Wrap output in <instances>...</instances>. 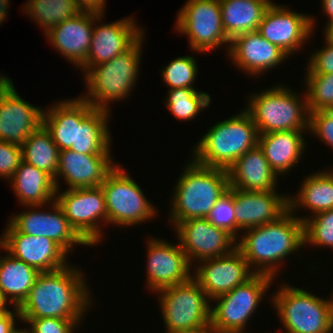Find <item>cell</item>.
I'll list each match as a JSON object with an SVG mask.
<instances>
[{
    "label": "cell",
    "mask_w": 333,
    "mask_h": 333,
    "mask_svg": "<svg viewBox=\"0 0 333 333\" xmlns=\"http://www.w3.org/2000/svg\"><path fill=\"white\" fill-rule=\"evenodd\" d=\"M299 218L304 225V245L308 243L333 249V209Z\"/></svg>",
    "instance_id": "37"
},
{
    "label": "cell",
    "mask_w": 333,
    "mask_h": 333,
    "mask_svg": "<svg viewBox=\"0 0 333 333\" xmlns=\"http://www.w3.org/2000/svg\"><path fill=\"white\" fill-rule=\"evenodd\" d=\"M222 24L227 38L257 31L271 0H219Z\"/></svg>",
    "instance_id": "29"
},
{
    "label": "cell",
    "mask_w": 333,
    "mask_h": 333,
    "mask_svg": "<svg viewBox=\"0 0 333 333\" xmlns=\"http://www.w3.org/2000/svg\"><path fill=\"white\" fill-rule=\"evenodd\" d=\"M40 272L9 253L0 257V290L13 307L19 308Z\"/></svg>",
    "instance_id": "30"
},
{
    "label": "cell",
    "mask_w": 333,
    "mask_h": 333,
    "mask_svg": "<svg viewBox=\"0 0 333 333\" xmlns=\"http://www.w3.org/2000/svg\"><path fill=\"white\" fill-rule=\"evenodd\" d=\"M184 168L170 205L174 227L181 221L207 218L229 188L227 170L202 166L193 159Z\"/></svg>",
    "instance_id": "3"
},
{
    "label": "cell",
    "mask_w": 333,
    "mask_h": 333,
    "mask_svg": "<svg viewBox=\"0 0 333 333\" xmlns=\"http://www.w3.org/2000/svg\"><path fill=\"white\" fill-rule=\"evenodd\" d=\"M156 292L160 295V308L167 333L210 332L212 305L193 277L185 283Z\"/></svg>",
    "instance_id": "8"
},
{
    "label": "cell",
    "mask_w": 333,
    "mask_h": 333,
    "mask_svg": "<svg viewBox=\"0 0 333 333\" xmlns=\"http://www.w3.org/2000/svg\"><path fill=\"white\" fill-rule=\"evenodd\" d=\"M165 105L175 118L189 121L211 103V97L206 92L195 88L169 89Z\"/></svg>",
    "instance_id": "35"
},
{
    "label": "cell",
    "mask_w": 333,
    "mask_h": 333,
    "mask_svg": "<svg viewBox=\"0 0 333 333\" xmlns=\"http://www.w3.org/2000/svg\"><path fill=\"white\" fill-rule=\"evenodd\" d=\"M106 203L107 224L134 226L155 217L154 205L122 166H117L100 185Z\"/></svg>",
    "instance_id": "10"
},
{
    "label": "cell",
    "mask_w": 333,
    "mask_h": 333,
    "mask_svg": "<svg viewBox=\"0 0 333 333\" xmlns=\"http://www.w3.org/2000/svg\"><path fill=\"white\" fill-rule=\"evenodd\" d=\"M289 209L299 206L312 211V216L333 209V170L313 173L303 180L297 196H289Z\"/></svg>",
    "instance_id": "31"
},
{
    "label": "cell",
    "mask_w": 333,
    "mask_h": 333,
    "mask_svg": "<svg viewBox=\"0 0 333 333\" xmlns=\"http://www.w3.org/2000/svg\"><path fill=\"white\" fill-rule=\"evenodd\" d=\"M197 72V61L192 55H187L172 60L163 68L161 75L169 89L194 88Z\"/></svg>",
    "instance_id": "38"
},
{
    "label": "cell",
    "mask_w": 333,
    "mask_h": 333,
    "mask_svg": "<svg viewBox=\"0 0 333 333\" xmlns=\"http://www.w3.org/2000/svg\"><path fill=\"white\" fill-rule=\"evenodd\" d=\"M13 311H5L0 313V333H15L18 328H15V317L21 320L19 309L14 307Z\"/></svg>",
    "instance_id": "44"
},
{
    "label": "cell",
    "mask_w": 333,
    "mask_h": 333,
    "mask_svg": "<svg viewBox=\"0 0 333 333\" xmlns=\"http://www.w3.org/2000/svg\"><path fill=\"white\" fill-rule=\"evenodd\" d=\"M258 137L257 126L244 109L209 128L193 148V160L202 166L227 170L258 145Z\"/></svg>",
    "instance_id": "4"
},
{
    "label": "cell",
    "mask_w": 333,
    "mask_h": 333,
    "mask_svg": "<svg viewBox=\"0 0 333 333\" xmlns=\"http://www.w3.org/2000/svg\"><path fill=\"white\" fill-rule=\"evenodd\" d=\"M303 132L290 130L259 134L258 145L277 176L288 173L303 155L306 148Z\"/></svg>",
    "instance_id": "27"
},
{
    "label": "cell",
    "mask_w": 333,
    "mask_h": 333,
    "mask_svg": "<svg viewBox=\"0 0 333 333\" xmlns=\"http://www.w3.org/2000/svg\"><path fill=\"white\" fill-rule=\"evenodd\" d=\"M111 154H82L71 149L59 152V164L54 178L59 191V177L68 189L99 187L116 167ZM58 178V179H57Z\"/></svg>",
    "instance_id": "21"
},
{
    "label": "cell",
    "mask_w": 333,
    "mask_h": 333,
    "mask_svg": "<svg viewBox=\"0 0 333 333\" xmlns=\"http://www.w3.org/2000/svg\"><path fill=\"white\" fill-rule=\"evenodd\" d=\"M207 219L215 226L232 234L238 240L237 237H239L240 230L236 226L235 220L233 187H229L228 191L216 202Z\"/></svg>",
    "instance_id": "39"
},
{
    "label": "cell",
    "mask_w": 333,
    "mask_h": 333,
    "mask_svg": "<svg viewBox=\"0 0 333 333\" xmlns=\"http://www.w3.org/2000/svg\"><path fill=\"white\" fill-rule=\"evenodd\" d=\"M144 36L124 53L89 68L84 74L88 92L80 98L94 108L107 111L112 101L127 98L137 82Z\"/></svg>",
    "instance_id": "5"
},
{
    "label": "cell",
    "mask_w": 333,
    "mask_h": 333,
    "mask_svg": "<svg viewBox=\"0 0 333 333\" xmlns=\"http://www.w3.org/2000/svg\"><path fill=\"white\" fill-rule=\"evenodd\" d=\"M324 31L325 41L333 43V21L326 24Z\"/></svg>",
    "instance_id": "46"
},
{
    "label": "cell",
    "mask_w": 333,
    "mask_h": 333,
    "mask_svg": "<svg viewBox=\"0 0 333 333\" xmlns=\"http://www.w3.org/2000/svg\"><path fill=\"white\" fill-rule=\"evenodd\" d=\"M104 15L94 13V27L87 60L80 67L85 73L95 65L107 62L127 51L143 34L133 16L114 21L110 24H99Z\"/></svg>",
    "instance_id": "20"
},
{
    "label": "cell",
    "mask_w": 333,
    "mask_h": 333,
    "mask_svg": "<svg viewBox=\"0 0 333 333\" xmlns=\"http://www.w3.org/2000/svg\"><path fill=\"white\" fill-rule=\"evenodd\" d=\"M51 205V212L41 211L43 205L28 206L30 211L14 214L8 222L19 233L52 239L67 253L74 250V245L89 246L70 226L59 204L54 200Z\"/></svg>",
    "instance_id": "18"
},
{
    "label": "cell",
    "mask_w": 333,
    "mask_h": 333,
    "mask_svg": "<svg viewBox=\"0 0 333 333\" xmlns=\"http://www.w3.org/2000/svg\"><path fill=\"white\" fill-rule=\"evenodd\" d=\"M174 228L191 265L193 260L198 262L223 256L237 248V239L207 218L181 221Z\"/></svg>",
    "instance_id": "14"
},
{
    "label": "cell",
    "mask_w": 333,
    "mask_h": 333,
    "mask_svg": "<svg viewBox=\"0 0 333 333\" xmlns=\"http://www.w3.org/2000/svg\"><path fill=\"white\" fill-rule=\"evenodd\" d=\"M275 278L267 274H255L246 283L213 299L210 333H246L247 322L262 301V297Z\"/></svg>",
    "instance_id": "9"
},
{
    "label": "cell",
    "mask_w": 333,
    "mask_h": 333,
    "mask_svg": "<svg viewBox=\"0 0 333 333\" xmlns=\"http://www.w3.org/2000/svg\"><path fill=\"white\" fill-rule=\"evenodd\" d=\"M322 8L329 18L327 22L333 21V0H321Z\"/></svg>",
    "instance_id": "45"
},
{
    "label": "cell",
    "mask_w": 333,
    "mask_h": 333,
    "mask_svg": "<svg viewBox=\"0 0 333 333\" xmlns=\"http://www.w3.org/2000/svg\"><path fill=\"white\" fill-rule=\"evenodd\" d=\"M147 248V286L152 292L189 281L192 265L180 243L150 238Z\"/></svg>",
    "instance_id": "19"
},
{
    "label": "cell",
    "mask_w": 333,
    "mask_h": 333,
    "mask_svg": "<svg viewBox=\"0 0 333 333\" xmlns=\"http://www.w3.org/2000/svg\"><path fill=\"white\" fill-rule=\"evenodd\" d=\"M199 263L193 278L210 301L246 283L256 274L238 248L226 255L205 259Z\"/></svg>",
    "instance_id": "17"
},
{
    "label": "cell",
    "mask_w": 333,
    "mask_h": 333,
    "mask_svg": "<svg viewBox=\"0 0 333 333\" xmlns=\"http://www.w3.org/2000/svg\"><path fill=\"white\" fill-rule=\"evenodd\" d=\"M0 248L39 272H50L68 264L69 255L59 244L45 236L19 233L9 222L0 237Z\"/></svg>",
    "instance_id": "15"
},
{
    "label": "cell",
    "mask_w": 333,
    "mask_h": 333,
    "mask_svg": "<svg viewBox=\"0 0 333 333\" xmlns=\"http://www.w3.org/2000/svg\"><path fill=\"white\" fill-rule=\"evenodd\" d=\"M308 131L333 149V110L310 112Z\"/></svg>",
    "instance_id": "41"
},
{
    "label": "cell",
    "mask_w": 333,
    "mask_h": 333,
    "mask_svg": "<svg viewBox=\"0 0 333 333\" xmlns=\"http://www.w3.org/2000/svg\"><path fill=\"white\" fill-rule=\"evenodd\" d=\"M40 107L22 99L6 75H0V140L22 146L43 124Z\"/></svg>",
    "instance_id": "13"
},
{
    "label": "cell",
    "mask_w": 333,
    "mask_h": 333,
    "mask_svg": "<svg viewBox=\"0 0 333 333\" xmlns=\"http://www.w3.org/2000/svg\"><path fill=\"white\" fill-rule=\"evenodd\" d=\"M272 296V304L285 333H332L333 295L323 299L284 283Z\"/></svg>",
    "instance_id": "7"
},
{
    "label": "cell",
    "mask_w": 333,
    "mask_h": 333,
    "mask_svg": "<svg viewBox=\"0 0 333 333\" xmlns=\"http://www.w3.org/2000/svg\"><path fill=\"white\" fill-rule=\"evenodd\" d=\"M21 321L29 324L28 333H73L82 319L37 318Z\"/></svg>",
    "instance_id": "40"
},
{
    "label": "cell",
    "mask_w": 333,
    "mask_h": 333,
    "mask_svg": "<svg viewBox=\"0 0 333 333\" xmlns=\"http://www.w3.org/2000/svg\"><path fill=\"white\" fill-rule=\"evenodd\" d=\"M59 148L50 132L42 124L33 131L22 145V158L26 163L56 177L59 164Z\"/></svg>",
    "instance_id": "33"
},
{
    "label": "cell",
    "mask_w": 333,
    "mask_h": 333,
    "mask_svg": "<svg viewBox=\"0 0 333 333\" xmlns=\"http://www.w3.org/2000/svg\"><path fill=\"white\" fill-rule=\"evenodd\" d=\"M22 10L43 27L44 33L82 12L74 0H27Z\"/></svg>",
    "instance_id": "34"
},
{
    "label": "cell",
    "mask_w": 333,
    "mask_h": 333,
    "mask_svg": "<svg viewBox=\"0 0 333 333\" xmlns=\"http://www.w3.org/2000/svg\"><path fill=\"white\" fill-rule=\"evenodd\" d=\"M7 300L4 297L2 291L0 290V313L1 312H5V311H9V309H7Z\"/></svg>",
    "instance_id": "47"
},
{
    "label": "cell",
    "mask_w": 333,
    "mask_h": 333,
    "mask_svg": "<svg viewBox=\"0 0 333 333\" xmlns=\"http://www.w3.org/2000/svg\"><path fill=\"white\" fill-rule=\"evenodd\" d=\"M304 82L310 112L333 110V73L306 74Z\"/></svg>",
    "instance_id": "36"
},
{
    "label": "cell",
    "mask_w": 333,
    "mask_h": 333,
    "mask_svg": "<svg viewBox=\"0 0 333 333\" xmlns=\"http://www.w3.org/2000/svg\"><path fill=\"white\" fill-rule=\"evenodd\" d=\"M324 48L311 54L307 73L305 74H332L333 73V43L325 42Z\"/></svg>",
    "instance_id": "43"
},
{
    "label": "cell",
    "mask_w": 333,
    "mask_h": 333,
    "mask_svg": "<svg viewBox=\"0 0 333 333\" xmlns=\"http://www.w3.org/2000/svg\"><path fill=\"white\" fill-rule=\"evenodd\" d=\"M227 50L232 63L250 76L263 75V72L275 68L288 58L277 45L268 42L257 31L237 35L230 41Z\"/></svg>",
    "instance_id": "23"
},
{
    "label": "cell",
    "mask_w": 333,
    "mask_h": 333,
    "mask_svg": "<svg viewBox=\"0 0 333 333\" xmlns=\"http://www.w3.org/2000/svg\"><path fill=\"white\" fill-rule=\"evenodd\" d=\"M15 333H28L27 330L24 328V329H18Z\"/></svg>",
    "instance_id": "48"
},
{
    "label": "cell",
    "mask_w": 333,
    "mask_h": 333,
    "mask_svg": "<svg viewBox=\"0 0 333 333\" xmlns=\"http://www.w3.org/2000/svg\"><path fill=\"white\" fill-rule=\"evenodd\" d=\"M287 194L233 188L236 226L241 231L276 221L289 209Z\"/></svg>",
    "instance_id": "22"
},
{
    "label": "cell",
    "mask_w": 333,
    "mask_h": 333,
    "mask_svg": "<svg viewBox=\"0 0 333 333\" xmlns=\"http://www.w3.org/2000/svg\"><path fill=\"white\" fill-rule=\"evenodd\" d=\"M109 112L95 108L77 126L76 146L70 149L82 154H111L112 138L107 126Z\"/></svg>",
    "instance_id": "32"
},
{
    "label": "cell",
    "mask_w": 333,
    "mask_h": 333,
    "mask_svg": "<svg viewBox=\"0 0 333 333\" xmlns=\"http://www.w3.org/2000/svg\"><path fill=\"white\" fill-rule=\"evenodd\" d=\"M22 158V146L0 140V177L11 179Z\"/></svg>",
    "instance_id": "42"
},
{
    "label": "cell",
    "mask_w": 333,
    "mask_h": 333,
    "mask_svg": "<svg viewBox=\"0 0 333 333\" xmlns=\"http://www.w3.org/2000/svg\"><path fill=\"white\" fill-rule=\"evenodd\" d=\"M85 276L67 265L55 271L40 272L29 295L18 308L21 319H82L92 305Z\"/></svg>",
    "instance_id": "1"
},
{
    "label": "cell",
    "mask_w": 333,
    "mask_h": 333,
    "mask_svg": "<svg viewBox=\"0 0 333 333\" xmlns=\"http://www.w3.org/2000/svg\"><path fill=\"white\" fill-rule=\"evenodd\" d=\"M237 248L256 274L276 277L283 259L304 246L303 221L288 209L276 221L247 229ZM246 234H245V233Z\"/></svg>",
    "instance_id": "2"
},
{
    "label": "cell",
    "mask_w": 333,
    "mask_h": 333,
    "mask_svg": "<svg viewBox=\"0 0 333 333\" xmlns=\"http://www.w3.org/2000/svg\"><path fill=\"white\" fill-rule=\"evenodd\" d=\"M9 181L19 199L18 202L25 207L45 206L55 200L57 189L54 178L23 160Z\"/></svg>",
    "instance_id": "28"
},
{
    "label": "cell",
    "mask_w": 333,
    "mask_h": 333,
    "mask_svg": "<svg viewBox=\"0 0 333 333\" xmlns=\"http://www.w3.org/2000/svg\"><path fill=\"white\" fill-rule=\"evenodd\" d=\"M94 27V13L81 12L45 33L49 42L76 67L87 60Z\"/></svg>",
    "instance_id": "24"
},
{
    "label": "cell",
    "mask_w": 333,
    "mask_h": 333,
    "mask_svg": "<svg viewBox=\"0 0 333 333\" xmlns=\"http://www.w3.org/2000/svg\"><path fill=\"white\" fill-rule=\"evenodd\" d=\"M55 201L75 232L89 245L101 242L102 234L98 222L107 223V211L101 186L90 188L56 190ZM99 220V221H98Z\"/></svg>",
    "instance_id": "12"
},
{
    "label": "cell",
    "mask_w": 333,
    "mask_h": 333,
    "mask_svg": "<svg viewBox=\"0 0 333 333\" xmlns=\"http://www.w3.org/2000/svg\"><path fill=\"white\" fill-rule=\"evenodd\" d=\"M229 187L246 191L277 190V175L257 145L239 157L228 169Z\"/></svg>",
    "instance_id": "26"
},
{
    "label": "cell",
    "mask_w": 333,
    "mask_h": 333,
    "mask_svg": "<svg viewBox=\"0 0 333 333\" xmlns=\"http://www.w3.org/2000/svg\"><path fill=\"white\" fill-rule=\"evenodd\" d=\"M311 16L290 11L274 2L266 10L257 32L268 42L277 45L288 56L298 51L311 36L314 28Z\"/></svg>",
    "instance_id": "16"
},
{
    "label": "cell",
    "mask_w": 333,
    "mask_h": 333,
    "mask_svg": "<svg viewBox=\"0 0 333 333\" xmlns=\"http://www.w3.org/2000/svg\"><path fill=\"white\" fill-rule=\"evenodd\" d=\"M249 99L245 110L251 115L259 134L290 130L308 132L310 111L306 93L300 98L289 86L278 84L251 94Z\"/></svg>",
    "instance_id": "6"
},
{
    "label": "cell",
    "mask_w": 333,
    "mask_h": 333,
    "mask_svg": "<svg viewBox=\"0 0 333 333\" xmlns=\"http://www.w3.org/2000/svg\"><path fill=\"white\" fill-rule=\"evenodd\" d=\"M80 97L56 102L43 112V125L60 151L76 146L77 126L94 110Z\"/></svg>",
    "instance_id": "25"
},
{
    "label": "cell",
    "mask_w": 333,
    "mask_h": 333,
    "mask_svg": "<svg viewBox=\"0 0 333 333\" xmlns=\"http://www.w3.org/2000/svg\"><path fill=\"white\" fill-rule=\"evenodd\" d=\"M176 23L175 29L188 37L189 46L195 52L206 53L223 44L230 45L219 0H187L178 11Z\"/></svg>",
    "instance_id": "11"
}]
</instances>
